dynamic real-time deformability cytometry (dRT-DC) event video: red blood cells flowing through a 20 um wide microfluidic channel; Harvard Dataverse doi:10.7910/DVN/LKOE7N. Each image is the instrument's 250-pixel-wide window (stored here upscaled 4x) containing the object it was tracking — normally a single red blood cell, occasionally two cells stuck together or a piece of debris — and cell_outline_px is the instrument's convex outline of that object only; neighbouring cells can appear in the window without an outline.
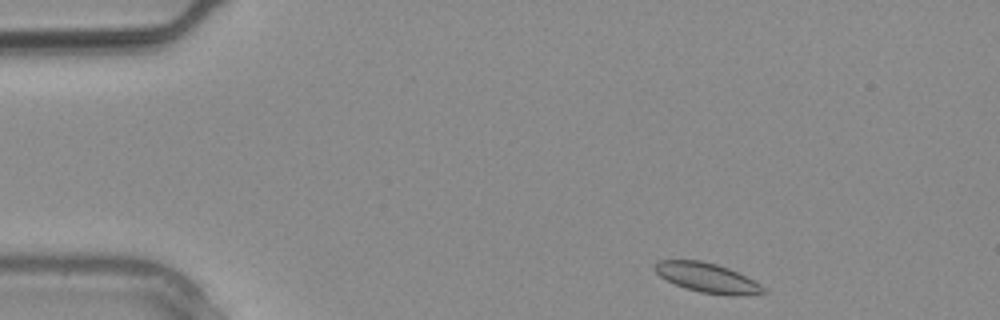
{"species": "common noctule bat (a hibernating species)", "species_latin": "Nyctalus noctula", "temperature_condition": "warm", "stored_images_in_passage": 2, "camera_frame_rate_fps": 3000, "um_per_image_px": 0.085, "animal": {"sex": "male", "body_mass_g": 20.4}, "frame": {"image": 1, "passage_image": 1, "time_ms": 0.0, "image_size_px": [1000, 320], "cell_outline_px": [[768, 292], [736, 296], [728, 296], [700, 292], [684, 288], [660, 276], [656, 272], [656, 264], [660, 260], [700, 260], [716, 264], [728, 268], [760, 284]], "centroid_in_image_um": [60.13, 23.62], "position_along_channel_um": 24.9, "area_um2": 18.38}}